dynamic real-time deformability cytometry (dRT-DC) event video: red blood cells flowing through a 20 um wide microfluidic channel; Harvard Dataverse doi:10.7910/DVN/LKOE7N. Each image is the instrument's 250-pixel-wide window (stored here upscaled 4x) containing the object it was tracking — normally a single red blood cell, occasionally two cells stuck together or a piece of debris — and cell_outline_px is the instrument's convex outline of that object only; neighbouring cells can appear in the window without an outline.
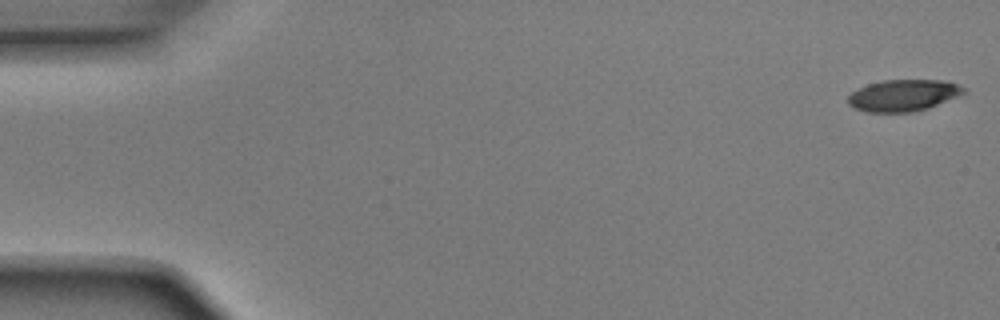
{"species": "Egyptian fruit bat (a non-hibernating species)", "species_latin": "Rousettus aegyptiacus", "temperature_condition": "room temperature", "stored_images_in_passage": 51, "camera_frame_rate_fps": 3000, "um_per_image_px": 0.085, "animal": {"sex": "male"}, "frame": {"image": 1, "passage_image": 1, "time_ms": 0.0, "image_size_px": [1000, 320], "cell_outline_px": [[968, 92], [928, 108], [912, 112], [864, 112], [848, 104], [848, 96], [852, 92], [868, 84], [884, 80], [940, 80], [956, 84], [964, 88]], "centroid_in_image_um": [76.78, 8.11], "position_along_channel_um": 8.2, "area_um2": 21.15}}
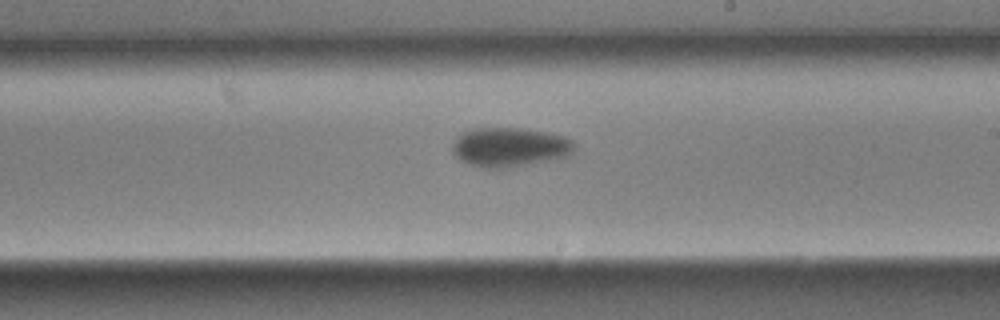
{"frame": {"image": 2, "passage_image": 30, "time_ms": 9.667, "image_size_px": [1000, 320], "cell_outline_px": [[576, 144], [572, 156], [552, 160], [504, 168], [480, 168], [468, 164], [460, 160], [452, 152], [452, 144], [460, 132], [476, 128], [520, 128], [544, 132], [564, 136], [572, 140]], "centroid_in_image_um": [43.33, 12.51], "position_along_channel_um": 245.7, "area_um2": 28.26}}
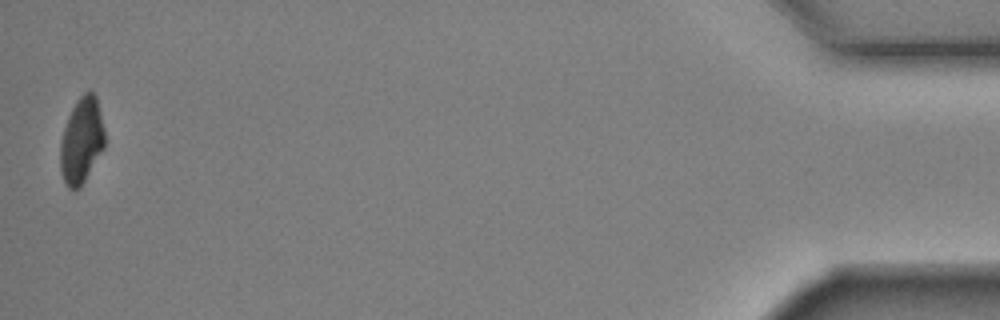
{"frame": {"image": 3, "passage_image": 51, "time_ms": 16.667, "image_size_px": [1000, 320], "cell_outline_px": [[104, 148], [80, 188], [76, 192], [68, 188], [64, 180], [60, 168], [60, 140], [68, 116], [76, 100], [84, 92], [92, 92], [96, 96], [104, 128]], "centroid_in_image_um": [6.92, 11.97], "position_along_channel_um": 428.3, "area_um2": 22.25}, "authors_computed_cell_mechanics": {"area_um2": 25.0852, "velocity_mm_per_s": 3.9206, "shape_relaxation_time_tau1_ms": 4.052, "shape_relaxation_time_tau2_ms": 3.8715, "deformation_change_tau1": 0.1692, "deformation_change_tau2": 0.0745}}